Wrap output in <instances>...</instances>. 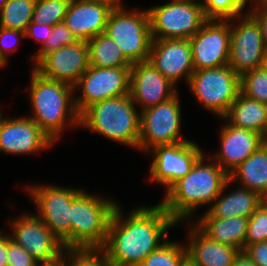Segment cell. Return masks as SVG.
Masks as SVG:
<instances>
[{
	"label": "cell",
	"mask_w": 267,
	"mask_h": 266,
	"mask_svg": "<svg viewBox=\"0 0 267 266\" xmlns=\"http://www.w3.org/2000/svg\"><path fill=\"white\" fill-rule=\"evenodd\" d=\"M79 41L69 28L63 23H58L53 26L51 35L48 37L42 47L31 57L34 65L47 53L58 50L59 48L70 45Z\"/></svg>",
	"instance_id": "d6a6232c"
},
{
	"label": "cell",
	"mask_w": 267,
	"mask_h": 266,
	"mask_svg": "<svg viewBox=\"0 0 267 266\" xmlns=\"http://www.w3.org/2000/svg\"><path fill=\"white\" fill-rule=\"evenodd\" d=\"M89 66L87 41L79 40L45 54L34 69L47 79L74 86Z\"/></svg>",
	"instance_id": "e0dca14e"
},
{
	"label": "cell",
	"mask_w": 267,
	"mask_h": 266,
	"mask_svg": "<svg viewBox=\"0 0 267 266\" xmlns=\"http://www.w3.org/2000/svg\"><path fill=\"white\" fill-rule=\"evenodd\" d=\"M126 9L124 5L113 8L104 33L117 43L132 64L148 61L152 43L148 9Z\"/></svg>",
	"instance_id": "8992f818"
},
{
	"label": "cell",
	"mask_w": 267,
	"mask_h": 266,
	"mask_svg": "<svg viewBox=\"0 0 267 266\" xmlns=\"http://www.w3.org/2000/svg\"><path fill=\"white\" fill-rule=\"evenodd\" d=\"M263 67L267 70V48L264 55Z\"/></svg>",
	"instance_id": "f6af8a7d"
},
{
	"label": "cell",
	"mask_w": 267,
	"mask_h": 266,
	"mask_svg": "<svg viewBox=\"0 0 267 266\" xmlns=\"http://www.w3.org/2000/svg\"><path fill=\"white\" fill-rule=\"evenodd\" d=\"M118 203L81 190L71 202V250L101 249Z\"/></svg>",
	"instance_id": "5b68a950"
},
{
	"label": "cell",
	"mask_w": 267,
	"mask_h": 266,
	"mask_svg": "<svg viewBox=\"0 0 267 266\" xmlns=\"http://www.w3.org/2000/svg\"><path fill=\"white\" fill-rule=\"evenodd\" d=\"M9 0H0V10L3 8V6L8 2Z\"/></svg>",
	"instance_id": "bcb514c9"
},
{
	"label": "cell",
	"mask_w": 267,
	"mask_h": 266,
	"mask_svg": "<svg viewBox=\"0 0 267 266\" xmlns=\"http://www.w3.org/2000/svg\"><path fill=\"white\" fill-rule=\"evenodd\" d=\"M8 264L7 266H40L41 264L34 259L24 248L13 241L8 234Z\"/></svg>",
	"instance_id": "8d00e7d4"
},
{
	"label": "cell",
	"mask_w": 267,
	"mask_h": 266,
	"mask_svg": "<svg viewBox=\"0 0 267 266\" xmlns=\"http://www.w3.org/2000/svg\"><path fill=\"white\" fill-rule=\"evenodd\" d=\"M240 93L267 104V70L262 66L240 76Z\"/></svg>",
	"instance_id": "1f68e13d"
},
{
	"label": "cell",
	"mask_w": 267,
	"mask_h": 266,
	"mask_svg": "<svg viewBox=\"0 0 267 266\" xmlns=\"http://www.w3.org/2000/svg\"><path fill=\"white\" fill-rule=\"evenodd\" d=\"M181 117L178 92L165 102L140 110L138 150L147 155L155 146L188 141L180 135Z\"/></svg>",
	"instance_id": "30bf717a"
},
{
	"label": "cell",
	"mask_w": 267,
	"mask_h": 266,
	"mask_svg": "<svg viewBox=\"0 0 267 266\" xmlns=\"http://www.w3.org/2000/svg\"><path fill=\"white\" fill-rule=\"evenodd\" d=\"M62 259L65 266H110L100 249L66 250Z\"/></svg>",
	"instance_id": "e575fe53"
},
{
	"label": "cell",
	"mask_w": 267,
	"mask_h": 266,
	"mask_svg": "<svg viewBox=\"0 0 267 266\" xmlns=\"http://www.w3.org/2000/svg\"><path fill=\"white\" fill-rule=\"evenodd\" d=\"M223 118L234 127L264 135L267 128V104L239 93Z\"/></svg>",
	"instance_id": "484cf974"
},
{
	"label": "cell",
	"mask_w": 267,
	"mask_h": 266,
	"mask_svg": "<svg viewBox=\"0 0 267 266\" xmlns=\"http://www.w3.org/2000/svg\"><path fill=\"white\" fill-rule=\"evenodd\" d=\"M187 85L204 109L223 118L240 93V76L229 65L200 69L192 73Z\"/></svg>",
	"instance_id": "52a82bcc"
},
{
	"label": "cell",
	"mask_w": 267,
	"mask_h": 266,
	"mask_svg": "<svg viewBox=\"0 0 267 266\" xmlns=\"http://www.w3.org/2000/svg\"><path fill=\"white\" fill-rule=\"evenodd\" d=\"M263 139H264V143L267 144V128H266L265 133L263 135Z\"/></svg>",
	"instance_id": "c3c4849f"
},
{
	"label": "cell",
	"mask_w": 267,
	"mask_h": 266,
	"mask_svg": "<svg viewBox=\"0 0 267 266\" xmlns=\"http://www.w3.org/2000/svg\"><path fill=\"white\" fill-rule=\"evenodd\" d=\"M90 66L97 68L132 67L121 48L106 33H101L87 41Z\"/></svg>",
	"instance_id": "4316f807"
},
{
	"label": "cell",
	"mask_w": 267,
	"mask_h": 266,
	"mask_svg": "<svg viewBox=\"0 0 267 266\" xmlns=\"http://www.w3.org/2000/svg\"><path fill=\"white\" fill-rule=\"evenodd\" d=\"M189 41L195 71L228 65L230 20H207Z\"/></svg>",
	"instance_id": "9a60e30c"
},
{
	"label": "cell",
	"mask_w": 267,
	"mask_h": 266,
	"mask_svg": "<svg viewBox=\"0 0 267 266\" xmlns=\"http://www.w3.org/2000/svg\"><path fill=\"white\" fill-rule=\"evenodd\" d=\"M147 9L152 39H190L207 21L197 0H171Z\"/></svg>",
	"instance_id": "ba28073f"
},
{
	"label": "cell",
	"mask_w": 267,
	"mask_h": 266,
	"mask_svg": "<svg viewBox=\"0 0 267 266\" xmlns=\"http://www.w3.org/2000/svg\"><path fill=\"white\" fill-rule=\"evenodd\" d=\"M229 179L239 186L258 193L267 200V144L263 143L251 156L242 162Z\"/></svg>",
	"instance_id": "d4e9b609"
},
{
	"label": "cell",
	"mask_w": 267,
	"mask_h": 266,
	"mask_svg": "<svg viewBox=\"0 0 267 266\" xmlns=\"http://www.w3.org/2000/svg\"><path fill=\"white\" fill-rule=\"evenodd\" d=\"M153 153L149 171V181L164 185L166 190L177 180L185 177L197 160L205 154L193 141L179 142L153 147L147 154Z\"/></svg>",
	"instance_id": "5bb4252c"
},
{
	"label": "cell",
	"mask_w": 267,
	"mask_h": 266,
	"mask_svg": "<svg viewBox=\"0 0 267 266\" xmlns=\"http://www.w3.org/2000/svg\"><path fill=\"white\" fill-rule=\"evenodd\" d=\"M248 9V13L256 20L263 35V41L267 48V1L256 0Z\"/></svg>",
	"instance_id": "74e56055"
},
{
	"label": "cell",
	"mask_w": 267,
	"mask_h": 266,
	"mask_svg": "<svg viewBox=\"0 0 267 266\" xmlns=\"http://www.w3.org/2000/svg\"><path fill=\"white\" fill-rule=\"evenodd\" d=\"M182 266H195L188 259L183 263Z\"/></svg>",
	"instance_id": "7dc6e473"
},
{
	"label": "cell",
	"mask_w": 267,
	"mask_h": 266,
	"mask_svg": "<svg viewBox=\"0 0 267 266\" xmlns=\"http://www.w3.org/2000/svg\"><path fill=\"white\" fill-rule=\"evenodd\" d=\"M25 188L36 204L38 212L35 215L50 228L66 250H71V202L81 189L40 183Z\"/></svg>",
	"instance_id": "9c48e42d"
},
{
	"label": "cell",
	"mask_w": 267,
	"mask_h": 266,
	"mask_svg": "<svg viewBox=\"0 0 267 266\" xmlns=\"http://www.w3.org/2000/svg\"><path fill=\"white\" fill-rule=\"evenodd\" d=\"M52 30L53 26L31 22L25 32V37L34 38V40L38 41L42 47L51 35Z\"/></svg>",
	"instance_id": "ab89813d"
},
{
	"label": "cell",
	"mask_w": 267,
	"mask_h": 266,
	"mask_svg": "<svg viewBox=\"0 0 267 266\" xmlns=\"http://www.w3.org/2000/svg\"><path fill=\"white\" fill-rule=\"evenodd\" d=\"M114 6L98 0H71L63 23L78 40L89 41L104 33Z\"/></svg>",
	"instance_id": "44dd1931"
},
{
	"label": "cell",
	"mask_w": 267,
	"mask_h": 266,
	"mask_svg": "<svg viewBox=\"0 0 267 266\" xmlns=\"http://www.w3.org/2000/svg\"><path fill=\"white\" fill-rule=\"evenodd\" d=\"M235 25L233 26V24ZM266 47L256 20L247 12L230 19L228 65L241 76L263 66Z\"/></svg>",
	"instance_id": "7c38bea8"
},
{
	"label": "cell",
	"mask_w": 267,
	"mask_h": 266,
	"mask_svg": "<svg viewBox=\"0 0 267 266\" xmlns=\"http://www.w3.org/2000/svg\"><path fill=\"white\" fill-rule=\"evenodd\" d=\"M5 66H6V64L0 58V69L3 68V67H5Z\"/></svg>",
	"instance_id": "681fc988"
},
{
	"label": "cell",
	"mask_w": 267,
	"mask_h": 266,
	"mask_svg": "<svg viewBox=\"0 0 267 266\" xmlns=\"http://www.w3.org/2000/svg\"><path fill=\"white\" fill-rule=\"evenodd\" d=\"M197 218L194 224L210 239L240 251L244 250L249 217L198 216Z\"/></svg>",
	"instance_id": "cb8c5ba5"
},
{
	"label": "cell",
	"mask_w": 267,
	"mask_h": 266,
	"mask_svg": "<svg viewBox=\"0 0 267 266\" xmlns=\"http://www.w3.org/2000/svg\"><path fill=\"white\" fill-rule=\"evenodd\" d=\"M131 67L89 68L73 86L80 91L75 97L77 111L81 114L91 104L130 93Z\"/></svg>",
	"instance_id": "4fadbf2b"
},
{
	"label": "cell",
	"mask_w": 267,
	"mask_h": 266,
	"mask_svg": "<svg viewBox=\"0 0 267 266\" xmlns=\"http://www.w3.org/2000/svg\"><path fill=\"white\" fill-rule=\"evenodd\" d=\"M0 111V152L32 155L47 150L55 142L28 115L4 118Z\"/></svg>",
	"instance_id": "2e32d148"
},
{
	"label": "cell",
	"mask_w": 267,
	"mask_h": 266,
	"mask_svg": "<svg viewBox=\"0 0 267 266\" xmlns=\"http://www.w3.org/2000/svg\"><path fill=\"white\" fill-rule=\"evenodd\" d=\"M148 61L176 87L195 71L189 39H152Z\"/></svg>",
	"instance_id": "ac0fdd59"
},
{
	"label": "cell",
	"mask_w": 267,
	"mask_h": 266,
	"mask_svg": "<svg viewBox=\"0 0 267 266\" xmlns=\"http://www.w3.org/2000/svg\"><path fill=\"white\" fill-rule=\"evenodd\" d=\"M243 251L256 266H267V241L250 244Z\"/></svg>",
	"instance_id": "f35d334b"
},
{
	"label": "cell",
	"mask_w": 267,
	"mask_h": 266,
	"mask_svg": "<svg viewBox=\"0 0 267 266\" xmlns=\"http://www.w3.org/2000/svg\"><path fill=\"white\" fill-rule=\"evenodd\" d=\"M117 204L108 224L107 240L100 249L110 266H140L168 239L177 224L158 203L133 209L126 217Z\"/></svg>",
	"instance_id": "6da1fadb"
},
{
	"label": "cell",
	"mask_w": 267,
	"mask_h": 266,
	"mask_svg": "<svg viewBox=\"0 0 267 266\" xmlns=\"http://www.w3.org/2000/svg\"><path fill=\"white\" fill-rule=\"evenodd\" d=\"M205 159L203 154L185 177L165 191L159 203L177 224L183 220L191 221L199 206L211 205L229 179V175L211 157L206 159L210 162L206 163Z\"/></svg>",
	"instance_id": "7a4b0ae2"
},
{
	"label": "cell",
	"mask_w": 267,
	"mask_h": 266,
	"mask_svg": "<svg viewBox=\"0 0 267 266\" xmlns=\"http://www.w3.org/2000/svg\"><path fill=\"white\" fill-rule=\"evenodd\" d=\"M232 266H256V264L247 256L244 251H240L235 257Z\"/></svg>",
	"instance_id": "b9f144b4"
},
{
	"label": "cell",
	"mask_w": 267,
	"mask_h": 266,
	"mask_svg": "<svg viewBox=\"0 0 267 266\" xmlns=\"http://www.w3.org/2000/svg\"><path fill=\"white\" fill-rule=\"evenodd\" d=\"M188 225L189 240L186 242L187 259L195 266H232L240 250L206 236L191 221Z\"/></svg>",
	"instance_id": "7402d4cb"
},
{
	"label": "cell",
	"mask_w": 267,
	"mask_h": 266,
	"mask_svg": "<svg viewBox=\"0 0 267 266\" xmlns=\"http://www.w3.org/2000/svg\"><path fill=\"white\" fill-rule=\"evenodd\" d=\"M79 127L138 150L140 110L130 94L91 104L80 114Z\"/></svg>",
	"instance_id": "277c9868"
},
{
	"label": "cell",
	"mask_w": 267,
	"mask_h": 266,
	"mask_svg": "<svg viewBox=\"0 0 267 266\" xmlns=\"http://www.w3.org/2000/svg\"><path fill=\"white\" fill-rule=\"evenodd\" d=\"M233 182L228 179L218 197L208 206L207 211L200 216L219 218L250 217L256 208L265 200L258 193L238 185L234 191L226 192Z\"/></svg>",
	"instance_id": "603a6c76"
},
{
	"label": "cell",
	"mask_w": 267,
	"mask_h": 266,
	"mask_svg": "<svg viewBox=\"0 0 267 266\" xmlns=\"http://www.w3.org/2000/svg\"><path fill=\"white\" fill-rule=\"evenodd\" d=\"M176 86L159 72L150 61L134 63L130 71V97L142 110L172 98Z\"/></svg>",
	"instance_id": "d6986e66"
},
{
	"label": "cell",
	"mask_w": 267,
	"mask_h": 266,
	"mask_svg": "<svg viewBox=\"0 0 267 266\" xmlns=\"http://www.w3.org/2000/svg\"><path fill=\"white\" fill-rule=\"evenodd\" d=\"M36 0H9L0 10V27L26 32Z\"/></svg>",
	"instance_id": "83f0119b"
},
{
	"label": "cell",
	"mask_w": 267,
	"mask_h": 266,
	"mask_svg": "<svg viewBox=\"0 0 267 266\" xmlns=\"http://www.w3.org/2000/svg\"><path fill=\"white\" fill-rule=\"evenodd\" d=\"M70 2L71 0H36L31 22L49 26L63 22Z\"/></svg>",
	"instance_id": "4dcf8cb0"
},
{
	"label": "cell",
	"mask_w": 267,
	"mask_h": 266,
	"mask_svg": "<svg viewBox=\"0 0 267 266\" xmlns=\"http://www.w3.org/2000/svg\"><path fill=\"white\" fill-rule=\"evenodd\" d=\"M40 266H65V261L63 259H61L57 263H54V264H44V265H40Z\"/></svg>",
	"instance_id": "ee69618b"
},
{
	"label": "cell",
	"mask_w": 267,
	"mask_h": 266,
	"mask_svg": "<svg viewBox=\"0 0 267 266\" xmlns=\"http://www.w3.org/2000/svg\"><path fill=\"white\" fill-rule=\"evenodd\" d=\"M248 1L249 5H253L256 0H202L201 2L207 20H230L247 13L245 8Z\"/></svg>",
	"instance_id": "f546056e"
},
{
	"label": "cell",
	"mask_w": 267,
	"mask_h": 266,
	"mask_svg": "<svg viewBox=\"0 0 267 266\" xmlns=\"http://www.w3.org/2000/svg\"><path fill=\"white\" fill-rule=\"evenodd\" d=\"M186 260L185 244L167 239L155 251L151 252L140 266H182Z\"/></svg>",
	"instance_id": "f1b7e54d"
},
{
	"label": "cell",
	"mask_w": 267,
	"mask_h": 266,
	"mask_svg": "<svg viewBox=\"0 0 267 266\" xmlns=\"http://www.w3.org/2000/svg\"><path fill=\"white\" fill-rule=\"evenodd\" d=\"M8 222L12 230L11 239L41 265L54 264L63 258L66 249L62 242L35 214L21 213Z\"/></svg>",
	"instance_id": "8fae6325"
},
{
	"label": "cell",
	"mask_w": 267,
	"mask_h": 266,
	"mask_svg": "<svg viewBox=\"0 0 267 266\" xmlns=\"http://www.w3.org/2000/svg\"><path fill=\"white\" fill-rule=\"evenodd\" d=\"M267 241V200L249 217L244 249L253 243Z\"/></svg>",
	"instance_id": "836d02e7"
},
{
	"label": "cell",
	"mask_w": 267,
	"mask_h": 266,
	"mask_svg": "<svg viewBox=\"0 0 267 266\" xmlns=\"http://www.w3.org/2000/svg\"><path fill=\"white\" fill-rule=\"evenodd\" d=\"M24 38L26 37L23 31L0 27V58L6 65L9 55H11L10 52L14 53L17 49L16 46Z\"/></svg>",
	"instance_id": "d590c367"
},
{
	"label": "cell",
	"mask_w": 267,
	"mask_h": 266,
	"mask_svg": "<svg viewBox=\"0 0 267 266\" xmlns=\"http://www.w3.org/2000/svg\"><path fill=\"white\" fill-rule=\"evenodd\" d=\"M98 1L107 2V3L111 4L114 7L123 6L122 5V0H98Z\"/></svg>",
	"instance_id": "7bdbcfd3"
},
{
	"label": "cell",
	"mask_w": 267,
	"mask_h": 266,
	"mask_svg": "<svg viewBox=\"0 0 267 266\" xmlns=\"http://www.w3.org/2000/svg\"><path fill=\"white\" fill-rule=\"evenodd\" d=\"M3 231L4 230H0V266H7L8 234Z\"/></svg>",
	"instance_id": "60d3db41"
},
{
	"label": "cell",
	"mask_w": 267,
	"mask_h": 266,
	"mask_svg": "<svg viewBox=\"0 0 267 266\" xmlns=\"http://www.w3.org/2000/svg\"><path fill=\"white\" fill-rule=\"evenodd\" d=\"M32 69L28 90L33 114L28 117L57 143L66 127L80 126V113L73 97L76 94L74 87L47 79Z\"/></svg>",
	"instance_id": "3957f363"
},
{
	"label": "cell",
	"mask_w": 267,
	"mask_h": 266,
	"mask_svg": "<svg viewBox=\"0 0 267 266\" xmlns=\"http://www.w3.org/2000/svg\"><path fill=\"white\" fill-rule=\"evenodd\" d=\"M220 119L226 122L221 127L220 148L209 157L230 175L264 143V139L258 132L234 127L224 118Z\"/></svg>",
	"instance_id": "ffe728a7"
}]
</instances>
